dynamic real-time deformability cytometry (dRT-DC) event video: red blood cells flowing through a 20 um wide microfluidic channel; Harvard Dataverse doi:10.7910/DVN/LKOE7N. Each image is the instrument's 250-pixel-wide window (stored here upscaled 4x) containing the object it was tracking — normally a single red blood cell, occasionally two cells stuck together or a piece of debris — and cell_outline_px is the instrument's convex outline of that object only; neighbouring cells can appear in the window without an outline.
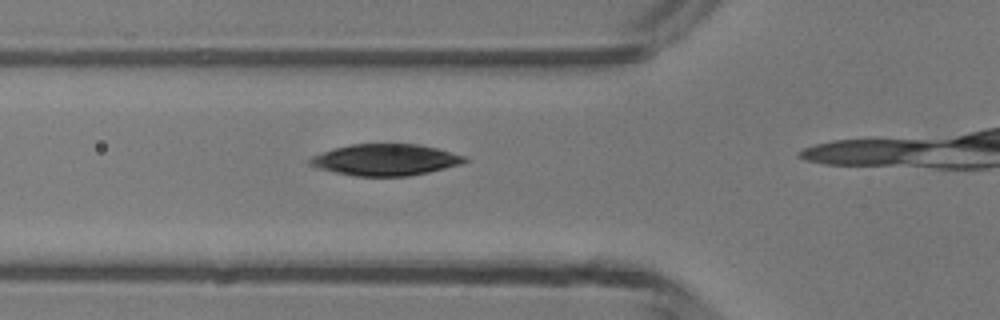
{"species": "common noctule bat (a hibernating species)", "species_latin": "Nyctalus noctula", "temperature_condition": "room temperature", "stored_images_in_passage": 3, "camera_frame_rate_fps": 3000, "um_per_image_px": 0.085, "animal": {"sex": "male", "body_mass_g": 13.3}, "frame": {"image": 1, "passage_image": 2, "time_ms": 1.333, "image_size_px": [1000, 320], "cell_outline_px": [[472, 160], [460, 164], [428, 172], [408, 176], [352, 176], [316, 168], [308, 164], [308, 160], [312, 156], [332, 148], [352, 144], [420, 144], [468, 156]], "centroid_in_image_um": [32.76, 13.58], "position_along_channel_um": 93.0, "area_um2": 28.61}}